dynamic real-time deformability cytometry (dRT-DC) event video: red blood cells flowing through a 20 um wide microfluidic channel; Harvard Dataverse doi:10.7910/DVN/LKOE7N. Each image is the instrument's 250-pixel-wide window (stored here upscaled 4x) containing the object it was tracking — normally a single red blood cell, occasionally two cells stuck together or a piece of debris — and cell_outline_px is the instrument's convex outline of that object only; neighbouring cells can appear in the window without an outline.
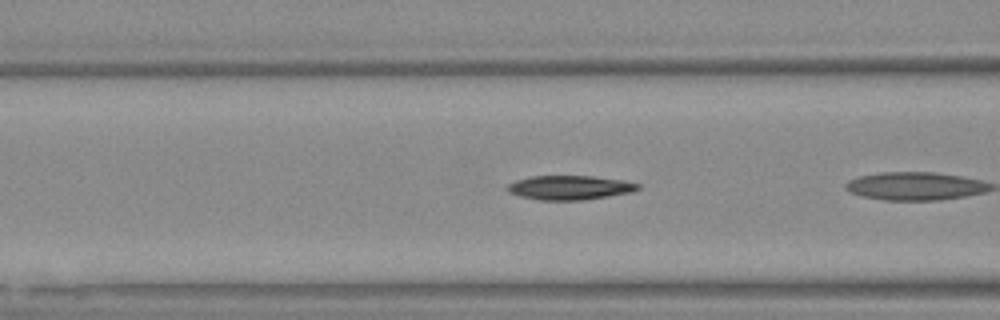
{"species": "Egyptian fruit bat (a non-hibernating species)", "species_latin": "Rousettus aegyptiacus", "temperature_condition": "warm", "stored_images_in_passage": 11, "camera_frame_rate_fps": 3000, "um_per_image_px": 0.085, "animal": {"sex": "female"}, "frame": {"image": 1, "passage_image": 5, "time_ms": 1.333, "image_size_px": [1000, 320], "cell_outline_px": [[640, 188], [632, 192], [584, 200], [540, 200], [520, 196], [508, 192], [504, 188], [508, 184], [516, 180], [532, 176], [592, 176], [624, 180], [640, 184]], "centroid_in_image_um": [48.41, 15.94], "position_along_channel_um": 118.2, "area_um2": 18.5}}
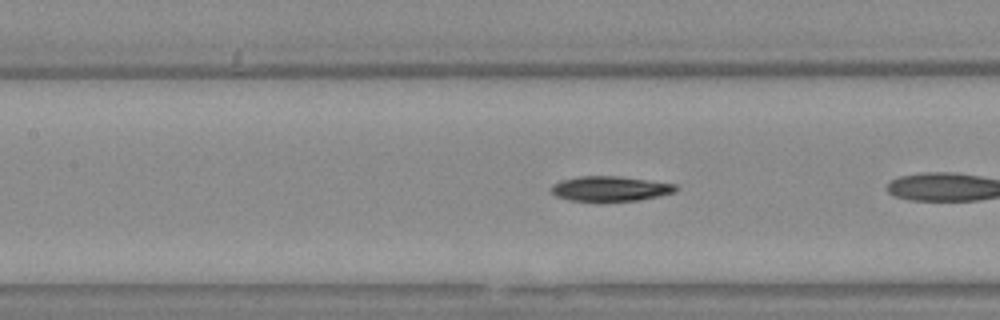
{"frame": {"image": 2, "passage_image": 8, "time_ms": 2.333, "image_size_px": [1000, 320], "cell_outline_px": [[680, 188], [676, 192], [640, 200], [572, 200], [556, 196], [548, 188], [552, 184], [560, 180], [580, 176], [620, 176], [676, 184]], "centroid_in_image_um": [51.88, 16.02], "position_along_channel_um": 155.5, "area_um2": 18.03}}